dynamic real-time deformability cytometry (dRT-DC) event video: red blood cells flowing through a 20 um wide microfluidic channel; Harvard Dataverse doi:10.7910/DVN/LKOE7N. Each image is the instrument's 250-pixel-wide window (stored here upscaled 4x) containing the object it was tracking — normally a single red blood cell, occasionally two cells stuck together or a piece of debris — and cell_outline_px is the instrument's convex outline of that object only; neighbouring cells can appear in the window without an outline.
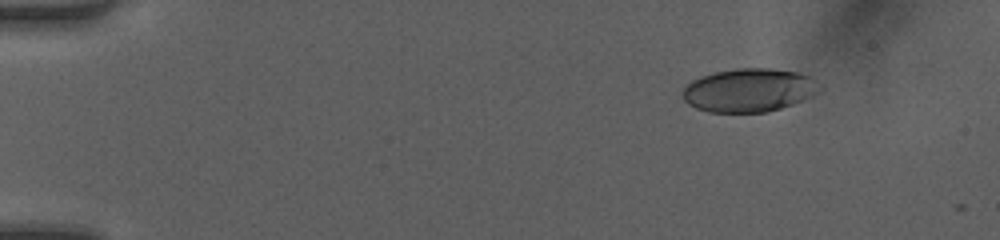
{"species": "human", "species_latin": "Homo sapiens", "temperature_condition": "room temperature", "stored_images_in_passage": 44, "camera_frame_rate_fps": 3000, "um_per_image_px": 0.085, "donor": {"sex": "female"}, "frame": {"image": 1, "passage_image": 1, "time_ms": 0.0, "image_size_px": [1000, 240], "cell_outline_px": [[824, 88], [812, 96], [792, 104], [768, 112], [708, 112], [696, 108], [688, 104], [684, 100], [680, 92], [684, 84], [700, 76], [716, 72], [736, 68], [768, 68], [796, 72], [812, 76]], "centroid_in_image_um": [63.65, 7.66], "position_along_channel_um": 21.4, "area_um2": 35.08}}
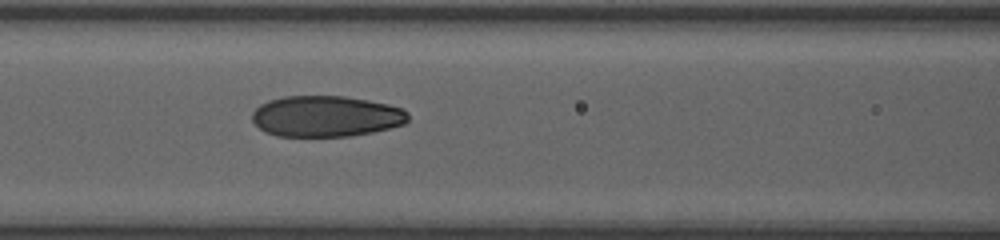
{"frame": {"image": 2, "passage_image": 17, "time_ms": 5.333, "image_size_px": [1000, 240], "cell_outline_px": [[408, 120], [404, 124], [372, 132], [352, 136], [276, 136], [264, 132], [252, 120], [252, 112], [260, 104], [268, 100], [284, 96], [344, 96], [368, 100], [388, 104], [400, 108], [408, 112]], "centroid_in_image_um": [27.69, 9.88], "position_along_channel_um": 138.9, "area_um2": 37.34}}
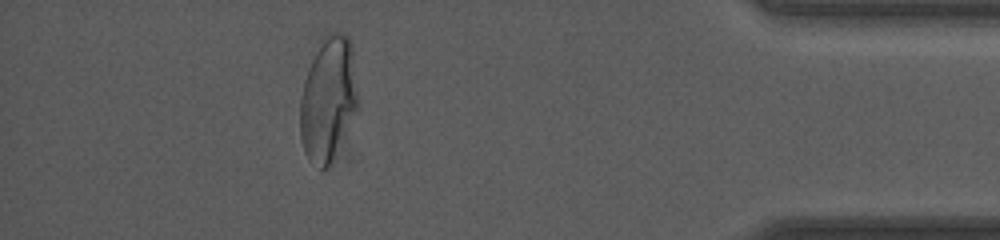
{"frame": {"image": 3, "passage_image": 39, "time_ms": 12.667, "image_size_px": [1000, 240], "cell_outline_px": [[360, 108], [328, 168], [320, 168], [304, 152], [300, 136], [300, 96], [304, 80], [320, 40], [328, 32], [340, 32], [348, 36], [352, 44], [360, 104]], "centroid_in_image_um": [27.94, 8.39], "position_along_channel_um": 407.3, "area_um2": 42.54}, "authors_computed_cell_mechanics": {"area_um2": 37.5989, "velocity_mm_per_s": 4.2514, "shape_relaxation_time_tau1_ms": 5.391, "shape_relaxation_time_tau2_ms": 0.963, "deformation_change_tau1": 0.2098, "deformation_change_tau2": 0.0659}}